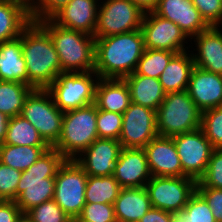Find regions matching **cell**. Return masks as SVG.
Listing matches in <instances>:
<instances>
[{"mask_svg": "<svg viewBox=\"0 0 222 222\" xmlns=\"http://www.w3.org/2000/svg\"><path fill=\"white\" fill-rule=\"evenodd\" d=\"M19 38L26 62L28 85L33 89H47L63 73L50 35L38 23L32 22Z\"/></svg>", "mask_w": 222, "mask_h": 222, "instance_id": "obj_2", "label": "cell"}, {"mask_svg": "<svg viewBox=\"0 0 222 222\" xmlns=\"http://www.w3.org/2000/svg\"><path fill=\"white\" fill-rule=\"evenodd\" d=\"M3 144L48 146L39 135L38 130L21 115L10 117Z\"/></svg>", "mask_w": 222, "mask_h": 222, "instance_id": "obj_30", "label": "cell"}, {"mask_svg": "<svg viewBox=\"0 0 222 222\" xmlns=\"http://www.w3.org/2000/svg\"><path fill=\"white\" fill-rule=\"evenodd\" d=\"M21 214L15 201L0 200V222H16Z\"/></svg>", "mask_w": 222, "mask_h": 222, "instance_id": "obj_43", "label": "cell"}, {"mask_svg": "<svg viewBox=\"0 0 222 222\" xmlns=\"http://www.w3.org/2000/svg\"><path fill=\"white\" fill-rule=\"evenodd\" d=\"M143 149L151 176H182L181 161L172 137L158 135Z\"/></svg>", "mask_w": 222, "mask_h": 222, "instance_id": "obj_18", "label": "cell"}, {"mask_svg": "<svg viewBox=\"0 0 222 222\" xmlns=\"http://www.w3.org/2000/svg\"><path fill=\"white\" fill-rule=\"evenodd\" d=\"M65 160L58 150L49 148L22 171L15 200L22 213L54 198L55 177Z\"/></svg>", "mask_w": 222, "mask_h": 222, "instance_id": "obj_3", "label": "cell"}, {"mask_svg": "<svg viewBox=\"0 0 222 222\" xmlns=\"http://www.w3.org/2000/svg\"><path fill=\"white\" fill-rule=\"evenodd\" d=\"M98 7L94 37H108L139 30L144 11L129 0H106Z\"/></svg>", "mask_w": 222, "mask_h": 222, "instance_id": "obj_11", "label": "cell"}, {"mask_svg": "<svg viewBox=\"0 0 222 222\" xmlns=\"http://www.w3.org/2000/svg\"><path fill=\"white\" fill-rule=\"evenodd\" d=\"M31 23L27 0H0V44L20 37Z\"/></svg>", "mask_w": 222, "mask_h": 222, "instance_id": "obj_22", "label": "cell"}, {"mask_svg": "<svg viewBox=\"0 0 222 222\" xmlns=\"http://www.w3.org/2000/svg\"><path fill=\"white\" fill-rule=\"evenodd\" d=\"M72 222H91V221H85V220H72Z\"/></svg>", "mask_w": 222, "mask_h": 222, "instance_id": "obj_49", "label": "cell"}, {"mask_svg": "<svg viewBox=\"0 0 222 222\" xmlns=\"http://www.w3.org/2000/svg\"><path fill=\"white\" fill-rule=\"evenodd\" d=\"M113 176L122 188H142L151 179L143 148H121Z\"/></svg>", "mask_w": 222, "mask_h": 222, "instance_id": "obj_17", "label": "cell"}, {"mask_svg": "<svg viewBox=\"0 0 222 222\" xmlns=\"http://www.w3.org/2000/svg\"><path fill=\"white\" fill-rule=\"evenodd\" d=\"M196 191L211 207L213 216L217 222H222V189L211 187H196Z\"/></svg>", "mask_w": 222, "mask_h": 222, "instance_id": "obj_42", "label": "cell"}, {"mask_svg": "<svg viewBox=\"0 0 222 222\" xmlns=\"http://www.w3.org/2000/svg\"><path fill=\"white\" fill-rule=\"evenodd\" d=\"M49 146L0 145V162L14 169L25 171L49 149Z\"/></svg>", "mask_w": 222, "mask_h": 222, "instance_id": "obj_28", "label": "cell"}, {"mask_svg": "<svg viewBox=\"0 0 222 222\" xmlns=\"http://www.w3.org/2000/svg\"><path fill=\"white\" fill-rule=\"evenodd\" d=\"M140 29L147 49L168 50L176 53L188 49L184 45L187 43L188 37L180 27L172 21L156 15L153 11L144 13Z\"/></svg>", "mask_w": 222, "mask_h": 222, "instance_id": "obj_14", "label": "cell"}, {"mask_svg": "<svg viewBox=\"0 0 222 222\" xmlns=\"http://www.w3.org/2000/svg\"><path fill=\"white\" fill-rule=\"evenodd\" d=\"M175 54L176 52L168 50L145 48L134 73L159 79L161 73Z\"/></svg>", "mask_w": 222, "mask_h": 222, "instance_id": "obj_32", "label": "cell"}, {"mask_svg": "<svg viewBox=\"0 0 222 222\" xmlns=\"http://www.w3.org/2000/svg\"><path fill=\"white\" fill-rule=\"evenodd\" d=\"M98 0H71L51 19L59 26L94 36Z\"/></svg>", "mask_w": 222, "mask_h": 222, "instance_id": "obj_19", "label": "cell"}, {"mask_svg": "<svg viewBox=\"0 0 222 222\" xmlns=\"http://www.w3.org/2000/svg\"><path fill=\"white\" fill-rule=\"evenodd\" d=\"M193 37L194 42H197L196 50L198 51L197 55L192 53L195 66L222 75V31L220 26H210Z\"/></svg>", "mask_w": 222, "mask_h": 222, "instance_id": "obj_21", "label": "cell"}, {"mask_svg": "<svg viewBox=\"0 0 222 222\" xmlns=\"http://www.w3.org/2000/svg\"><path fill=\"white\" fill-rule=\"evenodd\" d=\"M98 79L95 71L60 73L47 90L55 105L65 112L93 104Z\"/></svg>", "mask_w": 222, "mask_h": 222, "instance_id": "obj_8", "label": "cell"}, {"mask_svg": "<svg viewBox=\"0 0 222 222\" xmlns=\"http://www.w3.org/2000/svg\"><path fill=\"white\" fill-rule=\"evenodd\" d=\"M121 148L119 140L98 138L75 161L88 176H110L113 175Z\"/></svg>", "mask_w": 222, "mask_h": 222, "instance_id": "obj_15", "label": "cell"}, {"mask_svg": "<svg viewBox=\"0 0 222 222\" xmlns=\"http://www.w3.org/2000/svg\"><path fill=\"white\" fill-rule=\"evenodd\" d=\"M0 81L22 82L28 85L26 62L19 37L0 44Z\"/></svg>", "mask_w": 222, "mask_h": 222, "instance_id": "obj_26", "label": "cell"}, {"mask_svg": "<svg viewBox=\"0 0 222 222\" xmlns=\"http://www.w3.org/2000/svg\"><path fill=\"white\" fill-rule=\"evenodd\" d=\"M10 117L0 112V145L3 144Z\"/></svg>", "mask_w": 222, "mask_h": 222, "instance_id": "obj_46", "label": "cell"}, {"mask_svg": "<svg viewBox=\"0 0 222 222\" xmlns=\"http://www.w3.org/2000/svg\"><path fill=\"white\" fill-rule=\"evenodd\" d=\"M153 12L175 23L190 39L210 27L192 0H159Z\"/></svg>", "mask_w": 222, "mask_h": 222, "instance_id": "obj_16", "label": "cell"}, {"mask_svg": "<svg viewBox=\"0 0 222 222\" xmlns=\"http://www.w3.org/2000/svg\"><path fill=\"white\" fill-rule=\"evenodd\" d=\"M196 187L222 189V149H213L205 174L197 181Z\"/></svg>", "mask_w": 222, "mask_h": 222, "instance_id": "obj_37", "label": "cell"}, {"mask_svg": "<svg viewBox=\"0 0 222 222\" xmlns=\"http://www.w3.org/2000/svg\"><path fill=\"white\" fill-rule=\"evenodd\" d=\"M119 142L124 148H144L158 136L156 111L131 102L122 114Z\"/></svg>", "mask_w": 222, "mask_h": 222, "instance_id": "obj_13", "label": "cell"}, {"mask_svg": "<svg viewBox=\"0 0 222 222\" xmlns=\"http://www.w3.org/2000/svg\"><path fill=\"white\" fill-rule=\"evenodd\" d=\"M175 216L174 213L152 207L139 222H173Z\"/></svg>", "mask_w": 222, "mask_h": 222, "instance_id": "obj_44", "label": "cell"}, {"mask_svg": "<svg viewBox=\"0 0 222 222\" xmlns=\"http://www.w3.org/2000/svg\"><path fill=\"white\" fill-rule=\"evenodd\" d=\"M113 206L117 222H139L152 208L145 187L122 188Z\"/></svg>", "mask_w": 222, "mask_h": 222, "instance_id": "obj_24", "label": "cell"}, {"mask_svg": "<svg viewBox=\"0 0 222 222\" xmlns=\"http://www.w3.org/2000/svg\"><path fill=\"white\" fill-rule=\"evenodd\" d=\"M187 91L196 106L203 112L222 106V75L194 67Z\"/></svg>", "mask_w": 222, "mask_h": 222, "instance_id": "obj_20", "label": "cell"}, {"mask_svg": "<svg viewBox=\"0 0 222 222\" xmlns=\"http://www.w3.org/2000/svg\"><path fill=\"white\" fill-rule=\"evenodd\" d=\"M72 220L117 222L113 204L86 203L79 217Z\"/></svg>", "mask_w": 222, "mask_h": 222, "instance_id": "obj_40", "label": "cell"}, {"mask_svg": "<svg viewBox=\"0 0 222 222\" xmlns=\"http://www.w3.org/2000/svg\"><path fill=\"white\" fill-rule=\"evenodd\" d=\"M22 171L0 162V200L15 201Z\"/></svg>", "mask_w": 222, "mask_h": 222, "instance_id": "obj_39", "label": "cell"}, {"mask_svg": "<svg viewBox=\"0 0 222 222\" xmlns=\"http://www.w3.org/2000/svg\"><path fill=\"white\" fill-rule=\"evenodd\" d=\"M172 138L181 161L182 176L198 181L205 174L214 149L211 142L201 128Z\"/></svg>", "mask_w": 222, "mask_h": 222, "instance_id": "obj_12", "label": "cell"}, {"mask_svg": "<svg viewBox=\"0 0 222 222\" xmlns=\"http://www.w3.org/2000/svg\"><path fill=\"white\" fill-rule=\"evenodd\" d=\"M88 175L75 159H66L55 177L53 200L70 217L80 216L85 202Z\"/></svg>", "mask_w": 222, "mask_h": 222, "instance_id": "obj_9", "label": "cell"}, {"mask_svg": "<svg viewBox=\"0 0 222 222\" xmlns=\"http://www.w3.org/2000/svg\"><path fill=\"white\" fill-rule=\"evenodd\" d=\"M96 118L97 107L94 103L65 111L59 141L53 148L66 159L78 157L98 139Z\"/></svg>", "mask_w": 222, "mask_h": 222, "instance_id": "obj_5", "label": "cell"}, {"mask_svg": "<svg viewBox=\"0 0 222 222\" xmlns=\"http://www.w3.org/2000/svg\"><path fill=\"white\" fill-rule=\"evenodd\" d=\"M173 222H187L180 215H176L173 219Z\"/></svg>", "mask_w": 222, "mask_h": 222, "instance_id": "obj_48", "label": "cell"}, {"mask_svg": "<svg viewBox=\"0 0 222 222\" xmlns=\"http://www.w3.org/2000/svg\"><path fill=\"white\" fill-rule=\"evenodd\" d=\"M123 79L128 85L131 102L157 111L166 96L158 78L132 73Z\"/></svg>", "mask_w": 222, "mask_h": 222, "instance_id": "obj_25", "label": "cell"}, {"mask_svg": "<svg viewBox=\"0 0 222 222\" xmlns=\"http://www.w3.org/2000/svg\"><path fill=\"white\" fill-rule=\"evenodd\" d=\"M71 0H27L28 10L32 22L51 19L59 10Z\"/></svg>", "mask_w": 222, "mask_h": 222, "instance_id": "obj_38", "label": "cell"}, {"mask_svg": "<svg viewBox=\"0 0 222 222\" xmlns=\"http://www.w3.org/2000/svg\"><path fill=\"white\" fill-rule=\"evenodd\" d=\"M16 222H32L31 219L26 215V213H22Z\"/></svg>", "mask_w": 222, "mask_h": 222, "instance_id": "obj_47", "label": "cell"}, {"mask_svg": "<svg viewBox=\"0 0 222 222\" xmlns=\"http://www.w3.org/2000/svg\"><path fill=\"white\" fill-rule=\"evenodd\" d=\"M196 184L191 177L151 176L145 189L153 208L180 215L196 192Z\"/></svg>", "mask_w": 222, "mask_h": 222, "instance_id": "obj_10", "label": "cell"}, {"mask_svg": "<svg viewBox=\"0 0 222 222\" xmlns=\"http://www.w3.org/2000/svg\"><path fill=\"white\" fill-rule=\"evenodd\" d=\"M94 104L97 109L123 114L131 104L130 91L125 80L99 78Z\"/></svg>", "mask_w": 222, "mask_h": 222, "instance_id": "obj_23", "label": "cell"}, {"mask_svg": "<svg viewBox=\"0 0 222 222\" xmlns=\"http://www.w3.org/2000/svg\"><path fill=\"white\" fill-rule=\"evenodd\" d=\"M21 116L37 130L45 143L53 148L59 141L64 112L47 89H33L26 97Z\"/></svg>", "mask_w": 222, "mask_h": 222, "instance_id": "obj_7", "label": "cell"}, {"mask_svg": "<svg viewBox=\"0 0 222 222\" xmlns=\"http://www.w3.org/2000/svg\"><path fill=\"white\" fill-rule=\"evenodd\" d=\"M145 51L141 29L95 38V67L99 78H118L134 73Z\"/></svg>", "mask_w": 222, "mask_h": 222, "instance_id": "obj_1", "label": "cell"}, {"mask_svg": "<svg viewBox=\"0 0 222 222\" xmlns=\"http://www.w3.org/2000/svg\"><path fill=\"white\" fill-rule=\"evenodd\" d=\"M122 122V114L97 109L96 125L98 138L119 140Z\"/></svg>", "mask_w": 222, "mask_h": 222, "instance_id": "obj_35", "label": "cell"}, {"mask_svg": "<svg viewBox=\"0 0 222 222\" xmlns=\"http://www.w3.org/2000/svg\"><path fill=\"white\" fill-rule=\"evenodd\" d=\"M180 216L187 222H217L211 207L197 191L189 198Z\"/></svg>", "mask_w": 222, "mask_h": 222, "instance_id": "obj_34", "label": "cell"}, {"mask_svg": "<svg viewBox=\"0 0 222 222\" xmlns=\"http://www.w3.org/2000/svg\"><path fill=\"white\" fill-rule=\"evenodd\" d=\"M202 111L196 106L187 90L166 93L156 111L157 132L173 137L201 128Z\"/></svg>", "mask_w": 222, "mask_h": 222, "instance_id": "obj_6", "label": "cell"}, {"mask_svg": "<svg viewBox=\"0 0 222 222\" xmlns=\"http://www.w3.org/2000/svg\"><path fill=\"white\" fill-rule=\"evenodd\" d=\"M51 37L61 71L89 72L95 67V37L57 25L52 19L37 22Z\"/></svg>", "mask_w": 222, "mask_h": 222, "instance_id": "obj_4", "label": "cell"}, {"mask_svg": "<svg viewBox=\"0 0 222 222\" xmlns=\"http://www.w3.org/2000/svg\"><path fill=\"white\" fill-rule=\"evenodd\" d=\"M201 16L210 26H222V0H192Z\"/></svg>", "mask_w": 222, "mask_h": 222, "instance_id": "obj_41", "label": "cell"}, {"mask_svg": "<svg viewBox=\"0 0 222 222\" xmlns=\"http://www.w3.org/2000/svg\"><path fill=\"white\" fill-rule=\"evenodd\" d=\"M138 5L144 12H150L155 9L159 0H129Z\"/></svg>", "mask_w": 222, "mask_h": 222, "instance_id": "obj_45", "label": "cell"}, {"mask_svg": "<svg viewBox=\"0 0 222 222\" xmlns=\"http://www.w3.org/2000/svg\"><path fill=\"white\" fill-rule=\"evenodd\" d=\"M32 90L22 82L0 81V112L9 117L21 115L25 99Z\"/></svg>", "mask_w": 222, "mask_h": 222, "instance_id": "obj_31", "label": "cell"}, {"mask_svg": "<svg viewBox=\"0 0 222 222\" xmlns=\"http://www.w3.org/2000/svg\"><path fill=\"white\" fill-rule=\"evenodd\" d=\"M122 187L110 176H88L85 189L86 203L114 204Z\"/></svg>", "mask_w": 222, "mask_h": 222, "instance_id": "obj_29", "label": "cell"}, {"mask_svg": "<svg viewBox=\"0 0 222 222\" xmlns=\"http://www.w3.org/2000/svg\"><path fill=\"white\" fill-rule=\"evenodd\" d=\"M26 215L32 222H72L53 199L33 207Z\"/></svg>", "mask_w": 222, "mask_h": 222, "instance_id": "obj_36", "label": "cell"}, {"mask_svg": "<svg viewBox=\"0 0 222 222\" xmlns=\"http://www.w3.org/2000/svg\"><path fill=\"white\" fill-rule=\"evenodd\" d=\"M195 67L192 53H176L160 75V83L166 93L181 92L188 88L190 76Z\"/></svg>", "mask_w": 222, "mask_h": 222, "instance_id": "obj_27", "label": "cell"}, {"mask_svg": "<svg viewBox=\"0 0 222 222\" xmlns=\"http://www.w3.org/2000/svg\"><path fill=\"white\" fill-rule=\"evenodd\" d=\"M201 129L214 149H222V106L202 112Z\"/></svg>", "mask_w": 222, "mask_h": 222, "instance_id": "obj_33", "label": "cell"}]
</instances>
